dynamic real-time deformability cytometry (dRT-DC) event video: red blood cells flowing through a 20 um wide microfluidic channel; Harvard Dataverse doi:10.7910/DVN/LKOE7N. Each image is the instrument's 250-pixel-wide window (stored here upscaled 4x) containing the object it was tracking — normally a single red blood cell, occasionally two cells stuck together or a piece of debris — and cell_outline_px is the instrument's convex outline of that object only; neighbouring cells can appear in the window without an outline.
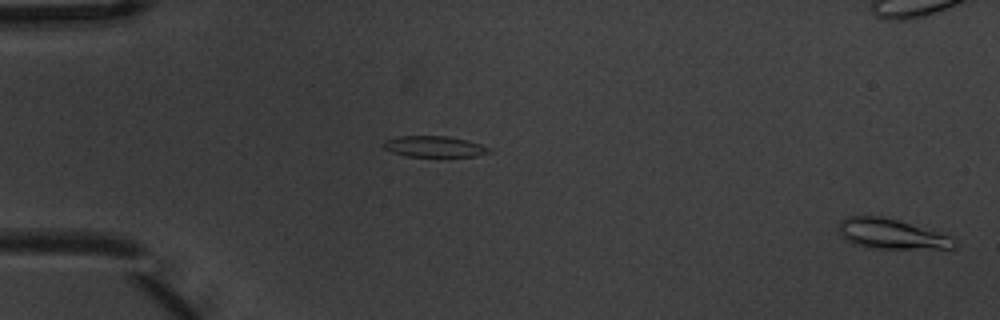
{"species": "common noctule bat (a hibernating species)", "species_latin": "Nyctalus noctula", "temperature_condition": "warm", "stored_images_in_passage": 5, "segment_of_instrument_passage": [2, 2], "camera_frame_rate_fps": 3000, "um_per_image_px": 0.085, "animal": {"sex": "male", "body_mass_g": 20.1, "forearm_length_mm": 53.5}, "frame": {"image": 1, "passage_image": 5, "time_ms": 1.333, "image_size_px": [1000, 320], "cell_outline_px": [[956, 244], [952, 248], [868, 248], [852, 244], [844, 240], [840, 236], [840, 220], [848, 216], [880, 216], [896, 220], [952, 236], [956, 240]], "centroid_in_image_um": [75.72, 19.89], "position_along_channel_um": 9.3, "area_um2": 20.06}}